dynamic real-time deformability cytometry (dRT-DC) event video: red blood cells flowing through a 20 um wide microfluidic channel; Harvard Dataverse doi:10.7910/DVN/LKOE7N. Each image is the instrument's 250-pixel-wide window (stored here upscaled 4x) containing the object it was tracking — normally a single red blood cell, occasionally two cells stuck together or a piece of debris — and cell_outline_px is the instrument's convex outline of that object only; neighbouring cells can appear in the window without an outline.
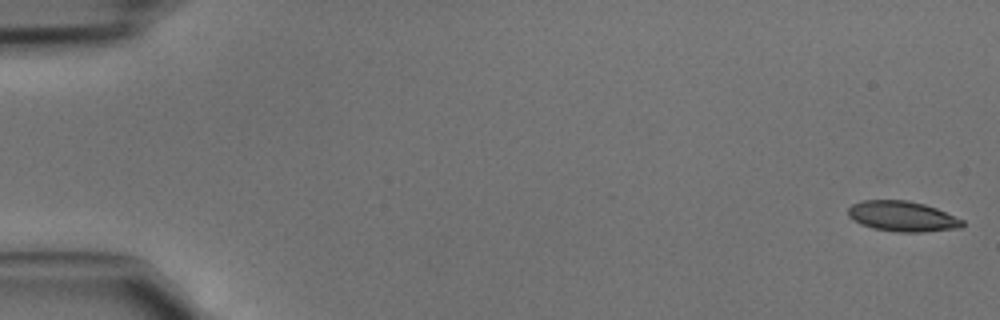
{"species": "common noctule bat (a hibernating species)", "species_latin": "Nyctalus noctula", "temperature_condition": "cold", "stored_images_in_passage": 46, "camera_frame_rate_fps": 3000, "um_per_image_px": 0.085, "animal": {"sex": "male", "body_mass_g": 15.6}, "frame": {"image": 1, "passage_image": 1, "time_ms": 0.0, "image_size_px": [1000, 320], "cell_outline_px": [[964, 224], [960, 228], [924, 232], [896, 232], [872, 228], [860, 224], [848, 216], [848, 208], [852, 204], [860, 200], [908, 200], [924, 204], [936, 208], [964, 220]], "centroid_in_image_um": [76.69, 18.39], "position_along_channel_um": 8.3, "area_um2": 20.35}}
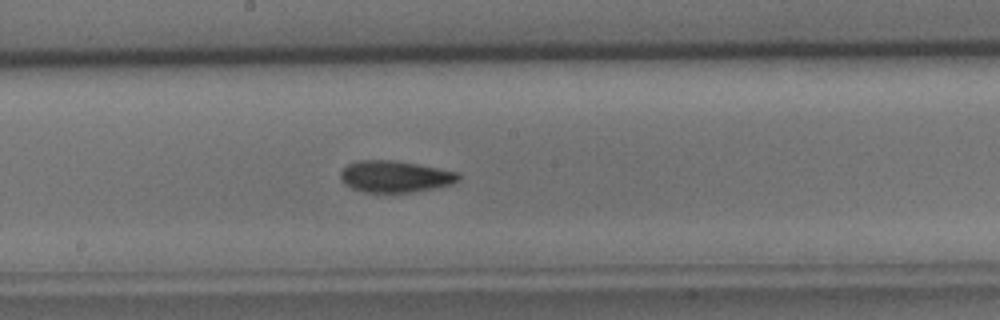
{"frame": {"image": 2, "passage_image": 25, "time_ms": 8.0, "image_size_px": [1000, 320], "cell_outline_px": [[460, 180], [452, 184], [436, 188], [412, 192], [364, 192], [352, 188], [344, 184], [340, 176], [340, 172], [348, 164], [360, 160], [392, 160], [416, 164], [460, 172]], "centroid_in_image_um": [33.6, 15.01], "position_along_channel_um": 214.6, "area_um2": 21.73}}
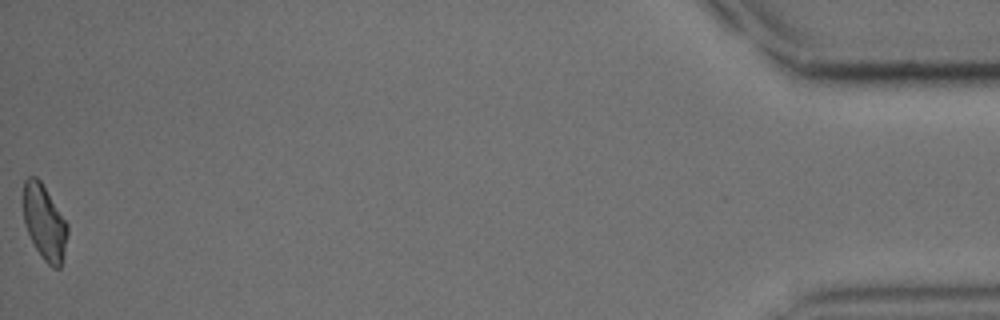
{"frame": {"image": 3, "passage_image": 46, "time_ms": 15.0, "image_size_px": [1000, 320], "cell_outline_px": [[68, 232], [64, 252], [60, 268], [52, 268], [44, 260], [36, 248], [24, 224], [24, 180], [28, 176], [36, 176], [40, 180], [68, 224]], "centroid_in_image_um": [3.78, 18.9], "position_along_channel_um": 431.4, "area_um2": 19.07}}